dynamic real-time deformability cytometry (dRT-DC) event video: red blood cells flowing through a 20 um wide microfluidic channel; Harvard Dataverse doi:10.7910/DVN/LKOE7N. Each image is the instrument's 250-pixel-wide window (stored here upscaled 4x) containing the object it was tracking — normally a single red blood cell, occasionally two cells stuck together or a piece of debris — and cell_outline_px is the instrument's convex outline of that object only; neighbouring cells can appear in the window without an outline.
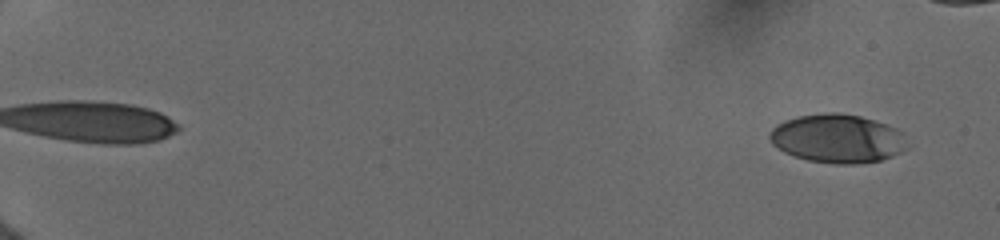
{"species": "human", "species_latin": "Homo sapiens", "temperature_condition": "cold", "stored_images_in_passage": 57, "camera_frame_rate_fps": 3000, "um_per_image_px": 0.085, "donor": {"sex": "female"}, "frame": {"image": 1, "passage_image": 4, "time_ms": 1.0, "image_size_px": [1000, 240], "cell_outline_px": [[908, 148], [892, 156], [880, 160], [856, 164], [836, 164], [808, 160], [784, 152], [772, 144], [768, 136], [768, 132], [776, 124], [784, 120], [796, 116], [828, 112], [840, 112], [860, 116], [888, 124], [904, 132]], "centroid_in_image_um": [71.19, 11.76], "position_along_channel_um": 13.8, "area_um2": 39.42}}
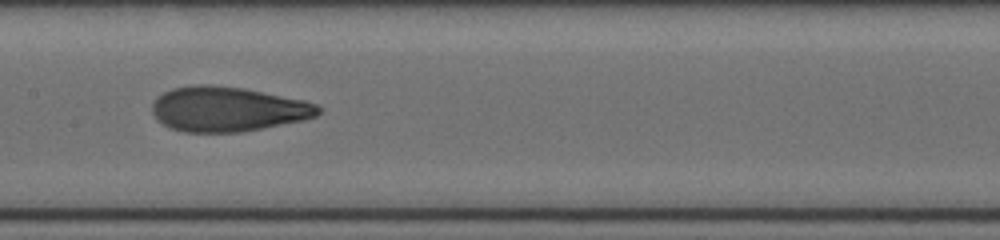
{"frame": {"image": 2, "passage_image": 33, "time_ms": 10.333, "image_size_px": [1000, 240], "cell_outline_px": [[320, 112], [316, 116], [304, 120], [240, 132], [184, 132], [168, 128], [152, 112], [152, 104], [164, 92], [172, 88], [192, 84], [208, 84], [244, 88], [304, 100], [316, 104], [320, 108]], "centroid_in_image_um": [19.35, 9.27], "position_along_channel_um": 188.0, "area_um2": 43.23}}
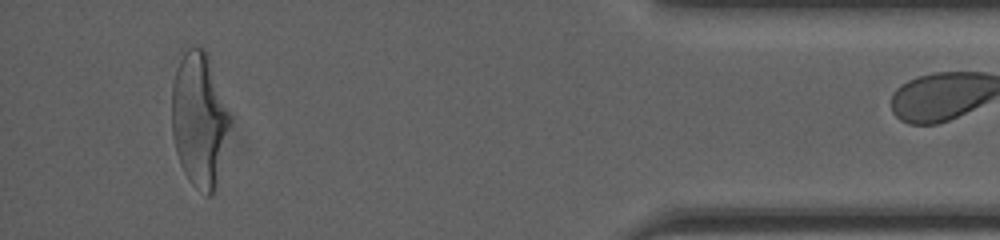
{"frame": {"image": 3, "passage_image": 56, "time_ms": 17.333, "image_size_px": [1000, 240], "cell_outline_px": [[228, 124], [216, 188], [212, 196], [208, 196], [192, 184], [188, 180], [180, 164], [176, 152], [172, 136], [172, 84], [176, 68], [184, 52], [188, 48], [204, 48], [208, 52], [228, 112]], "centroid_in_image_um": [16.89, 10.16], "position_along_channel_um": 418.3, "area_um2": 44.68}}